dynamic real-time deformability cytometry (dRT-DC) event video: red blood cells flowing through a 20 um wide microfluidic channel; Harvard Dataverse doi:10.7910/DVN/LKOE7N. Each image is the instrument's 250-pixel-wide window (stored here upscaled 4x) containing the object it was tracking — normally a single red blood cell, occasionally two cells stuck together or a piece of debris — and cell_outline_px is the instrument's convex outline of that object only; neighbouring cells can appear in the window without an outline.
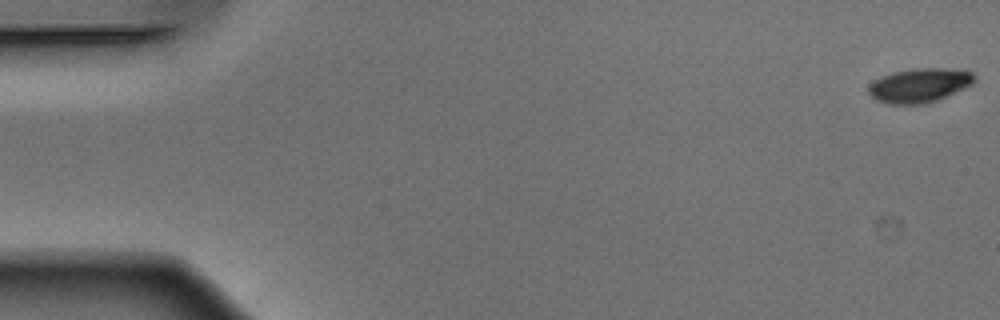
{"species": "Egyptian fruit bat (a non-hibernating species)", "species_latin": "Rousettus aegyptiacus", "temperature_condition": "warm", "stored_images_in_passage": 52, "camera_frame_rate_fps": 3000, "um_per_image_px": 0.085, "animal": {"sex": "male"}, "frame": {"image": 1, "passage_image": 1, "time_ms": 0.0, "image_size_px": [1000, 320], "cell_outline_px": [[976, 80], [972, 84], [936, 100], [924, 104], [888, 104], [876, 100], [868, 92], [868, 84], [872, 80], [880, 76], [892, 72], [912, 68], [944, 68], [972, 72], [976, 76]], "centroid_in_image_um": [78.1, 7.24], "position_along_channel_um": 6.9, "area_um2": 21.15}}
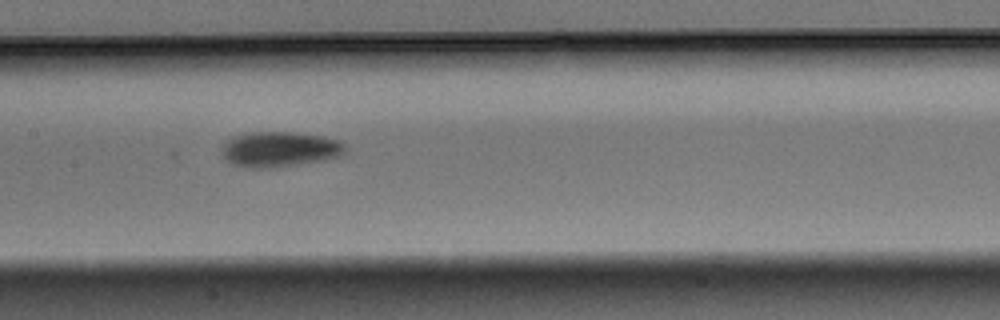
{"frame": {"image": 2, "passage_image": 26, "time_ms": 8.333, "image_size_px": [1000, 320], "cell_outline_px": [[344, 156], [324, 160], [272, 168], [252, 168], [236, 164], [228, 160], [220, 152], [220, 148], [232, 136], [248, 132], [292, 132], [324, 136], [336, 140], [344, 144]], "centroid_in_image_um": [23.77, 12.68], "position_along_channel_um": 183.6, "area_um2": 25.37}}
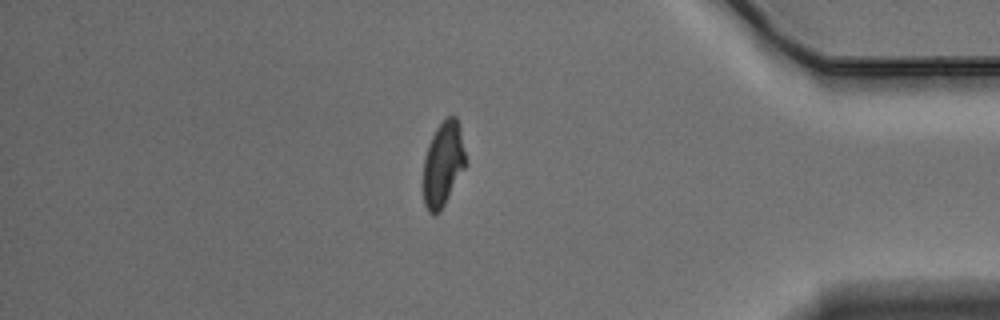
{"frame": {"image": 3, "passage_image": 45, "time_ms": 14.667, "image_size_px": [1000, 320], "cell_outline_px": [[468, 164], [440, 212], [436, 216], [432, 216], [428, 212], [424, 204], [424, 156], [428, 144], [436, 128], [448, 116], [456, 116], [460, 124], [468, 160]], "centroid_in_image_um": [37.7, 13.95], "position_along_channel_um": 397.5, "area_um2": 21.5}, "authors_computed_cell_mechanics": {"area_um2": 22.5998, "velocity_mm_per_s": 3.8874, "shape_relaxation_time_tau1_ms": 2.95, "shape_relaxation_time_tau2_ms": 4.3557, "deformation_change_tau1": 0.134, "deformation_change_tau2": 0.0967}}